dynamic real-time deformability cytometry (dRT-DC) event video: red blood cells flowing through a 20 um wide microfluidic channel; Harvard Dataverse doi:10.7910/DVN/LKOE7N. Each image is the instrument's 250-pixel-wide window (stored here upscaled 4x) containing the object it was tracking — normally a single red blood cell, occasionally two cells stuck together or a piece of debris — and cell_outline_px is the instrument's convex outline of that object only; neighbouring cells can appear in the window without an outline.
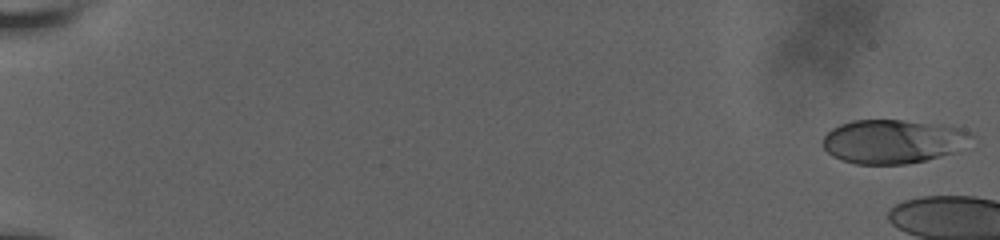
{"species": "human", "species_latin": "Homo sapiens", "temperature_condition": "room temperature", "stored_images_in_passage": 9, "camera_frame_rate_fps": 3000, "um_per_image_px": 0.085, "donor": {"sex": "male"}, "frame": {"image": 1, "passage_image": 1, "time_ms": 0.0, "image_size_px": [1000, 240], "cell_outline_px": [[972, 136], [956, 152], [924, 160], [904, 164], [856, 164], [840, 160], [832, 156], [824, 148], [824, 136], [832, 128], [840, 124], [852, 120], [904, 120], [940, 124], [960, 128], [968, 132]], "centroid_in_image_um": [75.86, 12.02], "position_along_channel_um": 9.1, "area_um2": 37.74}}